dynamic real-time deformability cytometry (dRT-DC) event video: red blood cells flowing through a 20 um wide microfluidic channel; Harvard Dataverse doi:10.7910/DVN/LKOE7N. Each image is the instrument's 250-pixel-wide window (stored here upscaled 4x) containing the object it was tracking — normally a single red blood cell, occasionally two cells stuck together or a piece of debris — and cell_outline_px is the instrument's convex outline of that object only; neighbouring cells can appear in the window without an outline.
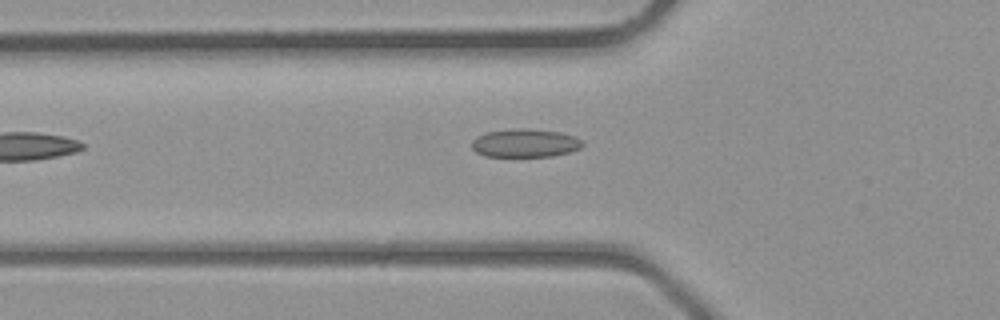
{"species": "common noctule bat (a hibernating species)", "species_latin": "Nyctalus noctula", "temperature_condition": "room temperature", "stored_images_in_passage": 28, "camera_frame_rate_fps": 3000, "um_per_image_px": 0.085, "animal": {"sex": "male", "body_mass_g": 23.1, "forearm_length_mm": 52.7}, "frame": {"image": 1, "passage_image": 2, "time_ms": 0.333, "image_size_px": [1000, 320], "cell_outline_px": [[584, 144], [580, 148], [568, 152], [552, 156], [484, 156], [476, 152], [472, 148], [472, 140], [476, 136], [488, 132], [516, 128], [528, 128], [560, 132], [576, 136], [584, 140]], "centroid_in_image_um": [44.65, 12.15], "position_along_channel_um": 81.1, "area_um2": 18.38}}
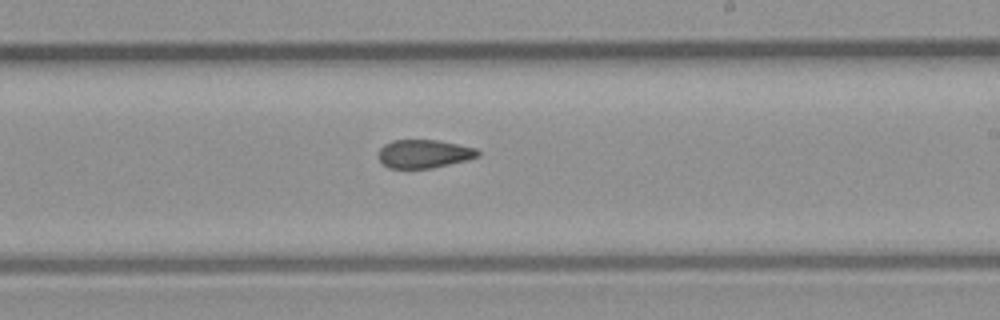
{"frame": {"image": 2, "passage_image": 12, "time_ms": 3.667, "image_size_px": [1000, 320], "cell_outline_px": [[480, 156], [432, 168], [388, 168], [376, 156], [380, 148], [384, 144], [392, 140], [436, 140], [476, 148], [480, 152]], "centroid_in_image_um": [35.99, 13.07], "position_along_channel_um": 253.0, "area_um2": 16.36}}
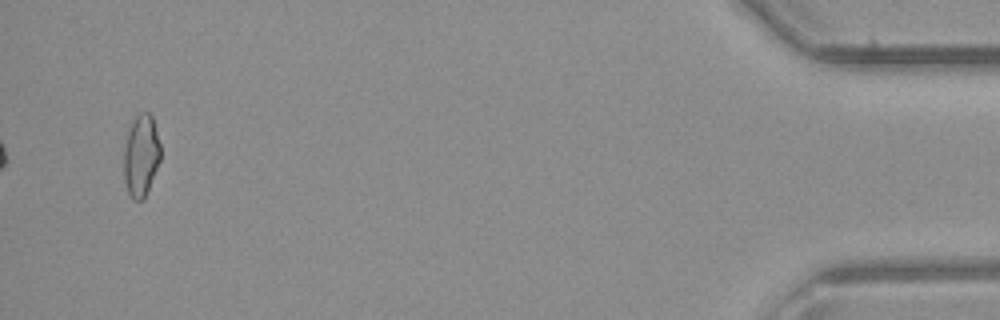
{"frame": {"image": 3, "passage_image": 27, "time_ms": 8.667, "image_size_px": [1000, 320], "cell_outline_px": [[160, 160], [144, 200], [132, 200], [128, 192], [124, 180], [124, 152], [128, 132], [136, 116], [140, 112], [148, 112], [152, 116], [160, 144]], "centroid_in_image_um": [11.99, 13.26], "position_along_channel_um": 423.2, "area_um2": 17.34}}